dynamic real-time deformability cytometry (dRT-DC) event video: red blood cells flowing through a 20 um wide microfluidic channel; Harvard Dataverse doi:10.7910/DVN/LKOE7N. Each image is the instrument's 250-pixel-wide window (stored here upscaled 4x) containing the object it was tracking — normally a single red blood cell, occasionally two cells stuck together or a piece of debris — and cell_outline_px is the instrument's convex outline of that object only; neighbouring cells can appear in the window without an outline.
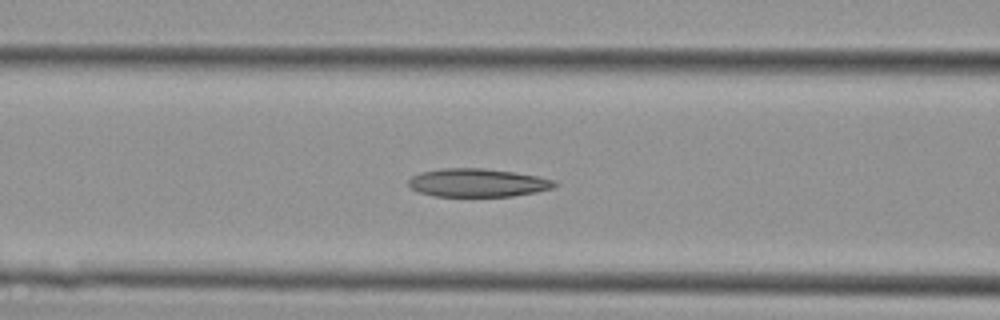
{"species": "Egyptian fruit bat (a non-hibernating species)", "species_latin": "Rousettus aegyptiacus", "temperature_condition": "cold", "stored_images_in_passage": 34, "camera_frame_rate_fps": 3000, "um_per_image_px": 0.085, "animal": {"sex": "female"}, "frame": {"image": 1, "passage_image": 11, "time_ms": 3.333, "image_size_px": [1000, 320], "cell_outline_px": [[556, 184], [552, 188], [536, 192], [512, 196], [436, 196], [420, 192], [412, 188], [408, 184], [408, 180], [412, 176], [420, 172], [440, 168], [484, 168], [540, 176], [556, 180]], "centroid_in_image_um": [40.6, 15.52], "position_along_channel_um": 126.0, "area_um2": 24.04}}
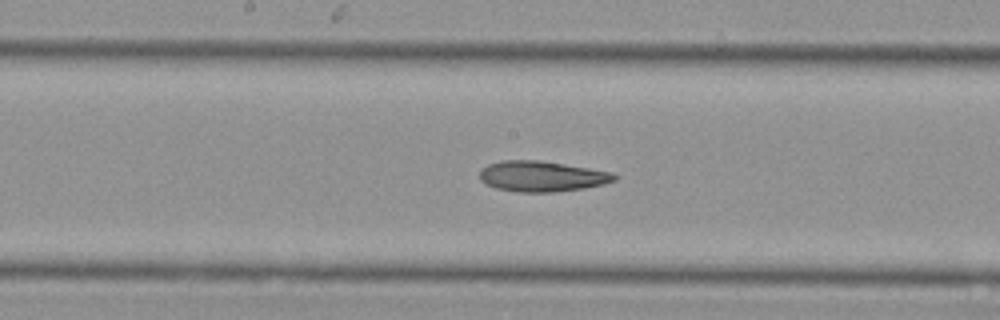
{"frame": {"image": 2, "passage_image": 16, "time_ms": 5.0, "image_size_px": [1000, 320], "cell_outline_px": [[616, 180], [604, 184], [584, 188], [552, 192], [520, 192], [496, 188], [484, 184], [480, 180], [480, 172], [488, 164], [504, 160], [536, 160], [564, 164], [612, 172], [616, 176]], "centroid_in_image_um": [46.04, 14.99], "position_along_channel_um": 202.2, "area_um2": 23.81}}
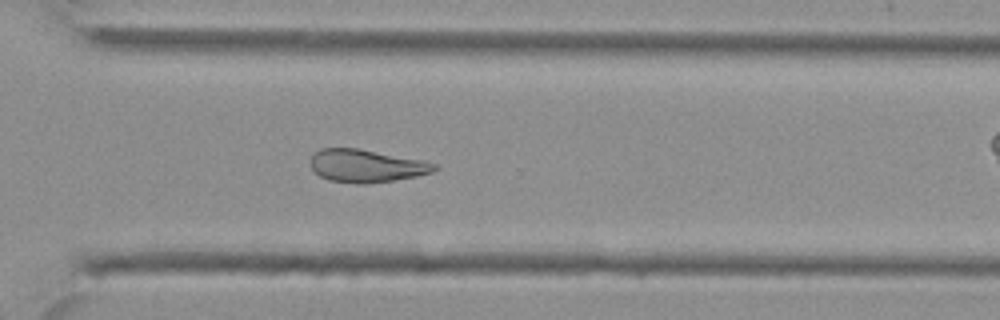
{"frame": {"image": 3, "passage_image": 25, "time_ms": 8.0, "image_size_px": [1000, 320], "cell_outline_px": [[436, 168], [432, 172], [416, 176], [368, 184], [356, 184], [328, 180], [320, 176], [312, 168], [312, 156], [320, 148], [356, 148], [420, 160], [436, 164]], "centroid_in_image_um": [31.1, 14.11], "position_along_channel_um": 339.5, "area_um2": 23.24}}